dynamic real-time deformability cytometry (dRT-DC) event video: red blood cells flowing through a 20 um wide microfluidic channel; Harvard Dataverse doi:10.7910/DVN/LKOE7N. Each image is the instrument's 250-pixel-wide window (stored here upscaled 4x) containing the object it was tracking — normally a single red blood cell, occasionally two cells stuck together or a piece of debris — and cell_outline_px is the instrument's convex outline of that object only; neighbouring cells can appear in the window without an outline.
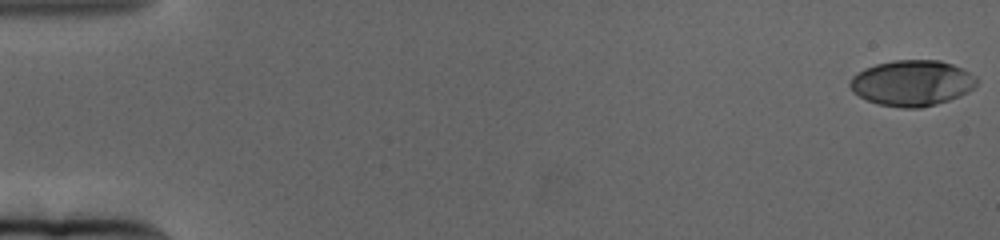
{"species": "human", "species_latin": "Homo sapiens", "temperature_condition": "cold", "stored_images_in_passage": 66, "camera_frame_rate_fps": 3000, "um_per_image_px": 0.085, "donor": {"sex": "female"}, "frame": {"image": 1, "passage_image": 1, "time_ms": 0.0, "image_size_px": [1000, 240], "cell_outline_px": [[976, 84], [968, 92], [960, 96], [936, 104], [920, 108], [900, 108], [880, 104], [868, 100], [852, 92], [848, 84], [852, 76], [856, 72], [864, 68], [876, 64], [892, 60], [940, 60], [952, 64], [976, 76]], "centroid_in_image_um": [77.49, 7.05], "position_along_channel_um": 7.5, "area_um2": 33.81}}
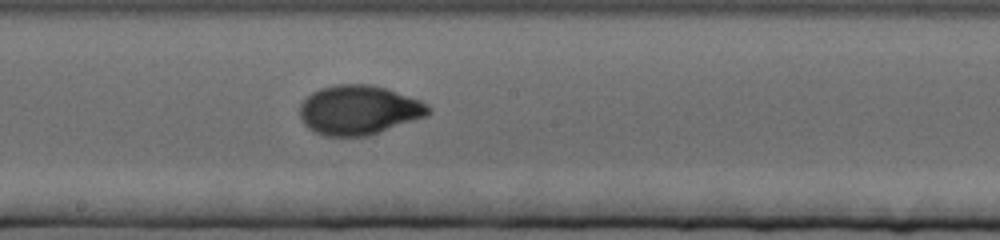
{"frame": {"image": 2, "passage_image": 37, "time_ms": 12.0, "image_size_px": [1000, 240], "cell_outline_px": [[432, 112], [424, 116], [368, 136], [324, 136], [308, 128], [304, 124], [300, 116], [300, 104], [312, 92], [320, 88], [336, 84], [368, 84], [384, 88], [420, 100], [428, 104], [432, 108]], "centroid_in_image_um": [30.48, 9.35], "position_along_channel_um": 217.7, "area_um2": 36.76}}
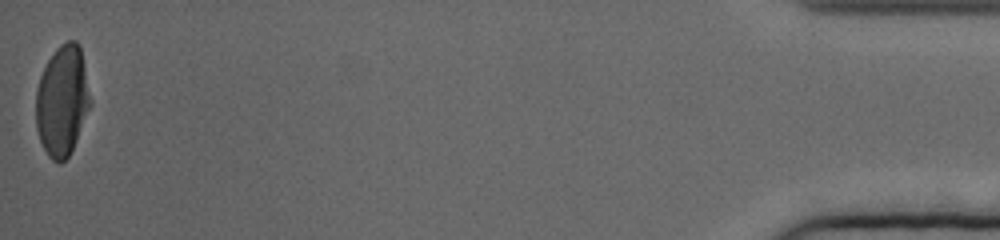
{"frame": {"image": 3, "passage_image": 66, "time_ms": 21.667, "image_size_px": [1000, 240], "cell_outline_px": [[92, 104], [72, 148], [68, 156], [60, 164], [52, 160], [48, 156], [40, 140], [36, 128], [36, 92], [40, 76], [48, 60], [56, 48], [60, 44], [68, 40], [76, 40], [80, 44], [92, 100]], "centroid_in_image_um": [5.31, 8.54], "position_along_channel_um": 429.9, "area_um2": 35.2}, "authors_computed_cell_mechanics": {"area_um2": 35.0268, "velocity_mm_per_s": 3.1099, "shape_relaxation_time_tau1_ms": 4.6347, "shape_relaxation_time_tau2_ms": null, "deformation_change_tau1": 0.2138, "deformation_change_tau2": null}}